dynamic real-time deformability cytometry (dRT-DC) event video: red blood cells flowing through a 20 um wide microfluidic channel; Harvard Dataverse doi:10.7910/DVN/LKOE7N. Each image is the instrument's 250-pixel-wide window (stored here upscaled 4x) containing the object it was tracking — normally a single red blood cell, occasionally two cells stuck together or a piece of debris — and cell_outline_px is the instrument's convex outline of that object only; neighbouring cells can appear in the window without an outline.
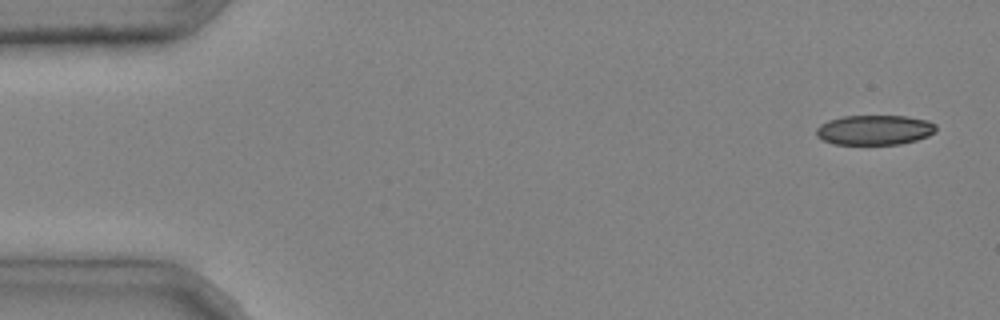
{"species": "common noctule bat (a hibernating species)", "species_latin": "Nyctalus noctula", "temperature_condition": "cold", "stored_images_in_passage": 4, "camera_frame_rate_fps": 3000, "um_per_image_px": 0.085, "animal": {"sex": "male", "body_mass_g": 20.4}, "frame": {"image": 1, "passage_image": 1, "time_ms": 0.0, "image_size_px": [1000, 320], "cell_outline_px": [[936, 132], [928, 136], [916, 140], [900, 144], [836, 144], [824, 140], [816, 136], [816, 128], [820, 124], [828, 120], [844, 116], [908, 116], [928, 120], [936, 124]], "centroid_in_image_um": [74.36, 11.04], "position_along_channel_um": 10.6, "area_um2": 20.92}}
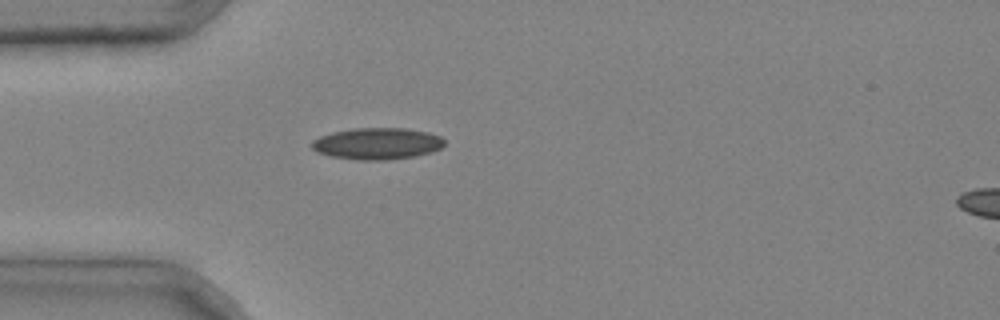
{"frame": {"image": 2, "passage_image": 4, "time_ms": 1.0, "image_size_px": [1000, 320], "cell_outline_px": [[444, 144], [440, 148], [432, 152], [416, 156], [384, 160], [356, 160], [332, 156], [316, 152], [312, 148], [312, 140], [320, 136], [332, 132], [352, 128], [404, 128], [428, 132], [440, 136], [444, 140]], "centroid_in_image_um": [32.05, 12.2], "position_along_channel_um": 52.9, "area_um2": 24.51}}